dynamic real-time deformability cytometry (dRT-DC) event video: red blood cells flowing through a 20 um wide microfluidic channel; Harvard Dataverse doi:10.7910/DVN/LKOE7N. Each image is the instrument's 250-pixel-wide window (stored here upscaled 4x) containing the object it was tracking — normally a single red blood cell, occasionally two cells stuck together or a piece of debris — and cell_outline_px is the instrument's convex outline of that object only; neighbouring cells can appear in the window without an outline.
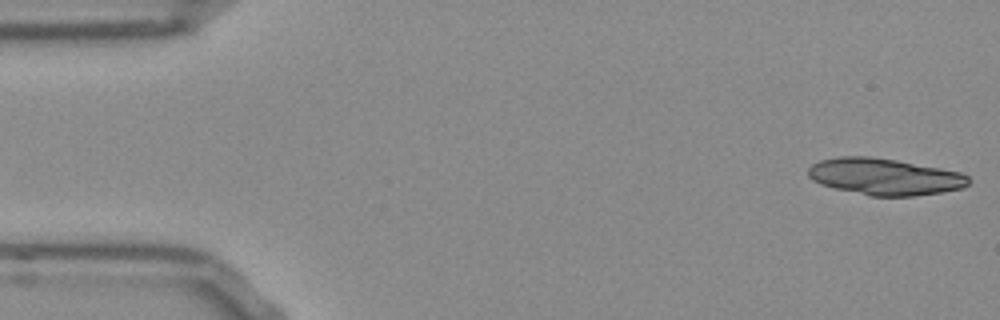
{"species": "Egyptian fruit bat (a non-hibernating species)", "species_latin": "Rousettus aegyptiacus", "temperature_condition": "room temperature", "stored_images_in_passage": 12, "camera_frame_rate_fps": 3000, "um_per_image_px": 0.085, "frame": {"image": 1, "passage_image": 1, "time_ms": 0.0, "image_size_px": [1000, 320], "cell_outline_px": [[968, 184], [964, 188], [940, 192], [912, 196], [872, 196], [836, 188], [820, 184], [812, 180], [808, 176], [808, 168], [812, 164], [820, 160], [840, 156], [868, 156], [896, 160], [940, 168], [960, 172], [968, 176]], "centroid_in_image_um": [75.17, 15.01], "position_along_channel_um": 9.8, "area_um2": 34.04}}